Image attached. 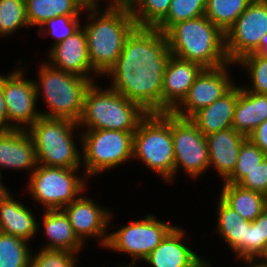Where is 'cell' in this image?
I'll return each instance as SVG.
<instances>
[{
  "label": "cell",
  "mask_w": 267,
  "mask_h": 267,
  "mask_svg": "<svg viewBox=\"0 0 267 267\" xmlns=\"http://www.w3.org/2000/svg\"><path fill=\"white\" fill-rule=\"evenodd\" d=\"M227 63L217 68H204L196 77L183 100L171 111L181 118H190L195 112L209 106L227 93L236 82Z\"/></svg>",
  "instance_id": "cell-14"
},
{
  "label": "cell",
  "mask_w": 267,
  "mask_h": 267,
  "mask_svg": "<svg viewBox=\"0 0 267 267\" xmlns=\"http://www.w3.org/2000/svg\"><path fill=\"white\" fill-rule=\"evenodd\" d=\"M172 140L175 154L174 181L181 169L195 180L209 170L206 136L189 118L172 113Z\"/></svg>",
  "instance_id": "cell-11"
},
{
  "label": "cell",
  "mask_w": 267,
  "mask_h": 267,
  "mask_svg": "<svg viewBox=\"0 0 267 267\" xmlns=\"http://www.w3.org/2000/svg\"><path fill=\"white\" fill-rule=\"evenodd\" d=\"M172 0H132L129 9L137 27H155L168 13Z\"/></svg>",
  "instance_id": "cell-31"
},
{
  "label": "cell",
  "mask_w": 267,
  "mask_h": 267,
  "mask_svg": "<svg viewBox=\"0 0 267 267\" xmlns=\"http://www.w3.org/2000/svg\"><path fill=\"white\" fill-rule=\"evenodd\" d=\"M165 34L175 57L196 62L203 68H217L229 63L225 33L205 15L178 22Z\"/></svg>",
  "instance_id": "cell-3"
},
{
  "label": "cell",
  "mask_w": 267,
  "mask_h": 267,
  "mask_svg": "<svg viewBox=\"0 0 267 267\" xmlns=\"http://www.w3.org/2000/svg\"><path fill=\"white\" fill-rule=\"evenodd\" d=\"M134 132L81 129L83 173L93 179L105 171L133 161Z\"/></svg>",
  "instance_id": "cell-8"
},
{
  "label": "cell",
  "mask_w": 267,
  "mask_h": 267,
  "mask_svg": "<svg viewBox=\"0 0 267 267\" xmlns=\"http://www.w3.org/2000/svg\"><path fill=\"white\" fill-rule=\"evenodd\" d=\"M84 11L86 23L81 26L87 37L89 59L92 69L103 78L116 63L136 23L126 6H87Z\"/></svg>",
  "instance_id": "cell-2"
},
{
  "label": "cell",
  "mask_w": 267,
  "mask_h": 267,
  "mask_svg": "<svg viewBox=\"0 0 267 267\" xmlns=\"http://www.w3.org/2000/svg\"><path fill=\"white\" fill-rule=\"evenodd\" d=\"M6 131H9V122L4 95L0 88V133Z\"/></svg>",
  "instance_id": "cell-40"
},
{
  "label": "cell",
  "mask_w": 267,
  "mask_h": 267,
  "mask_svg": "<svg viewBox=\"0 0 267 267\" xmlns=\"http://www.w3.org/2000/svg\"><path fill=\"white\" fill-rule=\"evenodd\" d=\"M246 139L247 136L232 127L206 136L209 169L214 168L222 182L233 172Z\"/></svg>",
  "instance_id": "cell-21"
},
{
  "label": "cell",
  "mask_w": 267,
  "mask_h": 267,
  "mask_svg": "<svg viewBox=\"0 0 267 267\" xmlns=\"http://www.w3.org/2000/svg\"><path fill=\"white\" fill-rule=\"evenodd\" d=\"M237 184L244 189L256 191L267 196V157Z\"/></svg>",
  "instance_id": "cell-38"
},
{
  "label": "cell",
  "mask_w": 267,
  "mask_h": 267,
  "mask_svg": "<svg viewBox=\"0 0 267 267\" xmlns=\"http://www.w3.org/2000/svg\"><path fill=\"white\" fill-rule=\"evenodd\" d=\"M38 222L32 208L29 209L25 203L16 200V196L10 190L0 194L1 233L32 242L38 233Z\"/></svg>",
  "instance_id": "cell-20"
},
{
  "label": "cell",
  "mask_w": 267,
  "mask_h": 267,
  "mask_svg": "<svg viewBox=\"0 0 267 267\" xmlns=\"http://www.w3.org/2000/svg\"><path fill=\"white\" fill-rule=\"evenodd\" d=\"M267 119V95L247 91L240 85L232 128L248 136Z\"/></svg>",
  "instance_id": "cell-25"
},
{
  "label": "cell",
  "mask_w": 267,
  "mask_h": 267,
  "mask_svg": "<svg viewBox=\"0 0 267 267\" xmlns=\"http://www.w3.org/2000/svg\"><path fill=\"white\" fill-rule=\"evenodd\" d=\"M133 160L141 162L166 183L174 181L175 154L172 112L149 113L133 135Z\"/></svg>",
  "instance_id": "cell-7"
},
{
  "label": "cell",
  "mask_w": 267,
  "mask_h": 267,
  "mask_svg": "<svg viewBox=\"0 0 267 267\" xmlns=\"http://www.w3.org/2000/svg\"><path fill=\"white\" fill-rule=\"evenodd\" d=\"M206 0H172L167 15L155 26L166 33L174 24L205 14Z\"/></svg>",
  "instance_id": "cell-30"
},
{
  "label": "cell",
  "mask_w": 267,
  "mask_h": 267,
  "mask_svg": "<svg viewBox=\"0 0 267 267\" xmlns=\"http://www.w3.org/2000/svg\"><path fill=\"white\" fill-rule=\"evenodd\" d=\"M38 81L34 80L37 99H43L46 110L41 115L48 118H65L78 122L83 112L84 96L91 85L90 79L39 63ZM42 94V95H41Z\"/></svg>",
  "instance_id": "cell-5"
},
{
  "label": "cell",
  "mask_w": 267,
  "mask_h": 267,
  "mask_svg": "<svg viewBox=\"0 0 267 267\" xmlns=\"http://www.w3.org/2000/svg\"><path fill=\"white\" fill-rule=\"evenodd\" d=\"M32 252L30 267H77L79 256L67 250L42 249ZM34 253V254H33ZM77 265V266H76Z\"/></svg>",
  "instance_id": "cell-36"
},
{
  "label": "cell",
  "mask_w": 267,
  "mask_h": 267,
  "mask_svg": "<svg viewBox=\"0 0 267 267\" xmlns=\"http://www.w3.org/2000/svg\"><path fill=\"white\" fill-rule=\"evenodd\" d=\"M145 218L131 220L127 225L109 232L107 245L104 249L124 253L132 259V263H141L176 226L163 220H158L154 214Z\"/></svg>",
  "instance_id": "cell-10"
},
{
  "label": "cell",
  "mask_w": 267,
  "mask_h": 267,
  "mask_svg": "<svg viewBox=\"0 0 267 267\" xmlns=\"http://www.w3.org/2000/svg\"><path fill=\"white\" fill-rule=\"evenodd\" d=\"M87 7L84 0H25L30 27H40L57 16H81Z\"/></svg>",
  "instance_id": "cell-26"
},
{
  "label": "cell",
  "mask_w": 267,
  "mask_h": 267,
  "mask_svg": "<svg viewBox=\"0 0 267 267\" xmlns=\"http://www.w3.org/2000/svg\"><path fill=\"white\" fill-rule=\"evenodd\" d=\"M29 28L25 0H0V37L10 38L17 30Z\"/></svg>",
  "instance_id": "cell-32"
},
{
  "label": "cell",
  "mask_w": 267,
  "mask_h": 267,
  "mask_svg": "<svg viewBox=\"0 0 267 267\" xmlns=\"http://www.w3.org/2000/svg\"><path fill=\"white\" fill-rule=\"evenodd\" d=\"M106 2L107 6H126L129 7L132 0H84L87 6H102V4Z\"/></svg>",
  "instance_id": "cell-41"
},
{
  "label": "cell",
  "mask_w": 267,
  "mask_h": 267,
  "mask_svg": "<svg viewBox=\"0 0 267 267\" xmlns=\"http://www.w3.org/2000/svg\"><path fill=\"white\" fill-rule=\"evenodd\" d=\"M216 227L215 232L230 248L235 258L246 262V234L247 224L238 212L228 205L220 196L216 203Z\"/></svg>",
  "instance_id": "cell-24"
},
{
  "label": "cell",
  "mask_w": 267,
  "mask_h": 267,
  "mask_svg": "<svg viewBox=\"0 0 267 267\" xmlns=\"http://www.w3.org/2000/svg\"><path fill=\"white\" fill-rule=\"evenodd\" d=\"M203 69L196 62L171 55L162 82V113L171 112L183 100Z\"/></svg>",
  "instance_id": "cell-18"
},
{
  "label": "cell",
  "mask_w": 267,
  "mask_h": 267,
  "mask_svg": "<svg viewBox=\"0 0 267 267\" xmlns=\"http://www.w3.org/2000/svg\"><path fill=\"white\" fill-rule=\"evenodd\" d=\"M267 33V3L253 0L225 32V50L230 63L253 53Z\"/></svg>",
  "instance_id": "cell-13"
},
{
  "label": "cell",
  "mask_w": 267,
  "mask_h": 267,
  "mask_svg": "<svg viewBox=\"0 0 267 267\" xmlns=\"http://www.w3.org/2000/svg\"><path fill=\"white\" fill-rule=\"evenodd\" d=\"M80 169L37 165L28 176L26 190L43 210L63 209L87 190L88 178L83 173L82 177Z\"/></svg>",
  "instance_id": "cell-9"
},
{
  "label": "cell",
  "mask_w": 267,
  "mask_h": 267,
  "mask_svg": "<svg viewBox=\"0 0 267 267\" xmlns=\"http://www.w3.org/2000/svg\"><path fill=\"white\" fill-rule=\"evenodd\" d=\"M45 60L51 66L96 82L101 78L91 66L86 33L81 26L66 40L47 51ZM95 77V78H94Z\"/></svg>",
  "instance_id": "cell-16"
},
{
  "label": "cell",
  "mask_w": 267,
  "mask_h": 267,
  "mask_svg": "<svg viewBox=\"0 0 267 267\" xmlns=\"http://www.w3.org/2000/svg\"><path fill=\"white\" fill-rule=\"evenodd\" d=\"M30 242L0 232V267H30Z\"/></svg>",
  "instance_id": "cell-29"
},
{
  "label": "cell",
  "mask_w": 267,
  "mask_h": 267,
  "mask_svg": "<svg viewBox=\"0 0 267 267\" xmlns=\"http://www.w3.org/2000/svg\"><path fill=\"white\" fill-rule=\"evenodd\" d=\"M220 197L245 220L253 222L266 208L267 196L238 184L222 183Z\"/></svg>",
  "instance_id": "cell-27"
},
{
  "label": "cell",
  "mask_w": 267,
  "mask_h": 267,
  "mask_svg": "<svg viewBox=\"0 0 267 267\" xmlns=\"http://www.w3.org/2000/svg\"><path fill=\"white\" fill-rule=\"evenodd\" d=\"M259 261L262 264H264L265 266H267V250H266L265 254L261 257V259Z\"/></svg>",
  "instance_id": "cell-46"
},
{
  "label": "cell",
  "mask_w": 267,
  "mask_h": 267,
  "mask_svg": "<svg viewBox=\"0 0 267 267\" xmlns=\"http://www.w3.org/2000/svg\"><path fill=\"white\" fill-rule=\"evenodd\" d=\"M261 231L264 239V254L267 250V208L261 213Z\"/></svg>",
  "instance_id": "cell-42"
},
{
  "label": "cell",
  "mask_w": 267,
  "mask_h": 267,
  "mask_svg": "<svg viewBox=\"0 0 267 267\" xmlns=\"http://www.w3.org/2000/svg\"><path fill=\"white\" fill-rule=\"evenodd\" d=\"M44 211H42L43 215L41 216L42 222L40 221L38 223V232L41 228L40 233L44 232L43 236L45 240H48H46L43 246L41 245V248L67 250L77 254L80 251L82 252L86 245H84L74 233L65 212L62 209Z\"/></svg>",
  "instance_id": "cell-22"
},
{
  "label": "cell",
  "mask_w": 267,
  "mask_h": 267,
  "mask_svg": "<svg viewBox=\"0 0 267 267\" xmlns=\"http://www.w3.org/2000/svg\"><path fill=\"white\" fill-rule=\"evenodd\" d=\"M248 73L249 83L242 85L247 91L267 95V59L250 53L236 62Z\"/></svg>",
  "instance_id": "cell-33"
},
{
  "label": "cell",
  "mask_w": 267,
  "mask_h": 267,
  "mask_svg": "<svg viewBox=\"0 0 267 267\" xmlns=\"http://www.w3.org/2000/svg\"><path fill=\"white\" fill-rule=\"evenodd\" d=\"M253 0H206L205 16L224 33Z\"/></svg>",
  "instance_id": "cell-28"
},
{
  "label": "cell",
  "mask_w": 267,
  "mask_h": 267,
  "mask_svg": "<svg viewBox=\"0 0 267 267\" xmlns=\"http://www.w3.org/2000/svg\"><path fill=\"white\" fill-rule=\"evenodd\" d=\"M131 264H128V266H127V264L124 266V264L122 265H118V266H116V267H136V263H132V262H130Z\"/></svg>",
  "instance_id": "cell-47"
},
{
  "label": "cell",
  "mask_w": 267,
  "mask_h": 267,
  "mask_svg": "<svg viewBox=\"0 0 267 267\" xmlns=\"http://www.w3.org/2000/svg\"><path fill=\"white\" fill-rule=\"evenodd\" d=\"M239 93L240 85L235 84L221 98L201 108L189 119L205 136L231 128Z\"/></svg>",
  "instance_id": "cell-23"
},
{
  "label": "cell",
  "mask_w": 267,
  "mask_h": 267,
  "mask_svg": "<svg viewBox=\"0 0 267 267\" xmlns=\"http://www.w3.org/2000/svg\"><path fill=\"white\" fill-rule=\"evenodd\" d=\"M35 145L27 130L12 129L0 133V174L2 170L27 171L37 167ZM29 172V173H28Z\"/></svg>",
  "instance_id": "cell-19"
},
{
  "label": "cell",
  "mask_w": 267,
  "mask_h": 267,
  "mask_svg": "<svg viewBox=\"0 0 267 267\" xmlns=\"http://www.w3.org/2000/svg\"><path fill=\"white\" fill-rule=\"evenodd\" d=\"M243 264H246L247 267H267L264 264H262L260 261H246Z\"/></svg>",
  "instance_id": "cell-44"
},
{
  "label": "cell",
  "mask_w": 267,
  "mask_h": 267,
  "mask_svg": "<svg viewBox=\"0 0 267 267\" xmlns=\"http://www.w3.org/2000/svg\"><path fill=\"white\" fill-rule=\"evenodd\" d=\"M264 255V239L261 231V214L247 224L246 261H259Z\"/></svg>",
  "instance_id": "cell-37"
},
{
  "label": "cell",
  "mask_w": 267,
  "mask_h": 267,
  "mask_svg": "<svg viewBox=\"0 0 267 267\" xmlns=\"http://www.w3.org/2000/svg\"><path fill=\"white\" fill-rule=\"evenodd\" d=\"M101 86L92 82L86 90L83 112L77 122L80 129L135 132L149 113L109 85Z\"/></svg>",
  "instance_id": "cell-4"
},
{
  "label": "cell",
  "mask_w": 267,
  "mask_h": 267,
  "mask_svg": "<svg viewBox=\"0 0 267 267\" xmlns=\"http://www.w3.org/2000/svg\"><path fill=\"white\" fill-rule=\"evenodd\" d=\"M181 228L176 225L142 263L150 267H206L210 264V260L202 259L203 256L185 243L186 229Z\"/></svg>",
  "instance_id": "cell-17"
},
{
  "label": "cell",
  "mask_w": 267,
  "mask_h": 267,
  "mask_svg": "<svg viewBox=\"0 0 267 267\" xmlns=\"http://www.w3.org/2000/svg\"><path fill=\"white\" fill-rule=\"evenodd\" d=\"M253 53L267 59V33L261 38L260 46Z\"/></svg>",
  "instance_id": "cell-43"
},
{
  "label": "cell",
  "mask_w": 267,
  "mask_h": 267,
  "mask_svg": "<svg viewBox=\"0 0 267 267\" xmlns=\"http://www.w3.org/2000/svg\"><path fill=\"white\" fill-rule=\"evenodd\" d=\"M80 21H82L81 16H57L42 24L38 28L39 32L37 34L44 38L51 36L54 39L52 46L48 49L49 51L53 46L66 40L76 32L82 25Z\"/></svg>",
  "instance_id": "cell-35"
},
{
  "label": "cell",
  "mask_w": 267,
  "mask_h": 267,
  "mask_svg": "<svg viewBox=\"0 0 267 267\" xmlns=\"http://www.w3.org/2000/svg\"><path fill=\"white\" fill-rule=\"evenodd\" d=\"M247 138L267 155V119L256 127Z\"/></svg>",
  "instance_id": "cell-39"
},
{
  "label": "cell",
  "mask_w": 267,
  "mask_h": 267,
  "mask_svg": "<svg viewBox=\"0 0 267 267\" xmlns=\"http://www.w3.org/2000/svg\"><path fill=\"white\" fill-rule=\"evenodd\" d=\"M27 131L35 145L38 165L69 169L82 167V152L77 148L81 144V129L77 122L41 116Z\"/></svg>",
  "instance_id": "cell-6"
},
{
  "label": "cell",
  "mask_w": 267,
  "mask_h": 267,
  "mask_svg": "<svg viewBox=\"0 0 267 267\" xmlns=\"http://www.w3.org/2000/svg\"><path fill=\"white\" fill-rule=\"evenodd\" d=\"M25 70L28 69L20 66L8 71L7 75H0V88L6 103L9 130H28L42 116L37 108L39 100L34 80L26 78Z\"/></svg>",
  "instance_id": "cell-12"
},
{
  "label": "cell",
  "mask_w": 267,
  "mask_h": 267,
  "mask_svg": "<svg viewBox=\"0 0 267 267\" xmlns=\"http://www.w3.org/2000/svg\"><path fill=\"white\" fill-rule=\"evenodd\" d=\"M171 55L165 33L155 27L136 26L104 77L111 79L109 87L147 113H162V82Z\"/></svg>",
  "instance_id": "cell-1"
},
{
  "label": "cell",
  "mask_w": 267,
  "mask_h": 267,
  "mask_svg": "<svg viewBox=\"0 0 267 267\" xmlns=\"http://www.w3.org/2000/svg\"><path fill=\"white\" fill-rule=\"evenodd\" d=\"M2 175L0 174V194H3L8 191L9 188L6 187V185L3 184L2 181Z\"/></svg>",
  "instance_id": "cell-45"
},
{
  "label": "cell",
  "mask_w": 267,
  "mask_h": 267,
  "mask_svg": "<svg viewBox=\"0 0 267 267\" xmlns=\"http://www.w3.org/2000/svg\"><path fill=\"white\" fill-rule=\"evenodd\" d=\"M266 157L267 155L247 138L241 145L233 172L223 182L237 184Z\"/></svg>",
  "instance_id": "cell-34"
},
{
  "label": "cell",
  "mask_w": 267,
  "mask_h": 267,
  "mask_svg": "<svg viewBox=\"0 0 267 267\" xmlns=\"http://www.w3.org/2000/svg\"><path fill=\"white\" fill-rule=\"evenodd\" d=\"M84 193L62 210L67 215L74 233L84 245L91 238L96 239L95 242L104 249L109 238L110 223L115 214L94 202L90 196H84Z\"/></svg>",
  "instance_id": "cell-15"
}]
</instances>
